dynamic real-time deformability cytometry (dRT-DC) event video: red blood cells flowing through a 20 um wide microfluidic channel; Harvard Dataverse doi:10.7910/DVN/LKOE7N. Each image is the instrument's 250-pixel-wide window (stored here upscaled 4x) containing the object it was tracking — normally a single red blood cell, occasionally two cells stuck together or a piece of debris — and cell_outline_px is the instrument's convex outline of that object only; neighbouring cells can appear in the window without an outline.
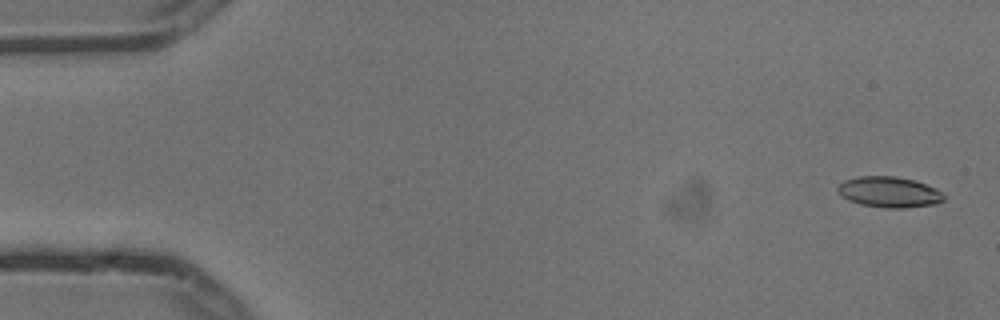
{"species": "common noctule bat (a hibernating species)", "species_latin": "Nyctalus noctula", "temperature_condition": "cold", "stored_images_in_passage": 5, "camera_frame_rate_fps": 3000, "um_per_image_px": 0.085, "animal": {"sex": "male", "body_mass_g": 13.3}, "frame": {"image": 1, "passage_image": 1, "time_ms": 0.0, "image_size_px": [1000, 320], "cell_outline_px": [[944, 200], [936, 204], [904, 208], [884, 208], [860, 204], [848, 200], [836, 188], [844, 180], [860, 176], [896, 176], [912, 180], [936, 188], [944, 192]], "centroid_in_image_um": [75.61, 16.33], "position_along_channel_um": 9.4, "area_um2": 18.96}}
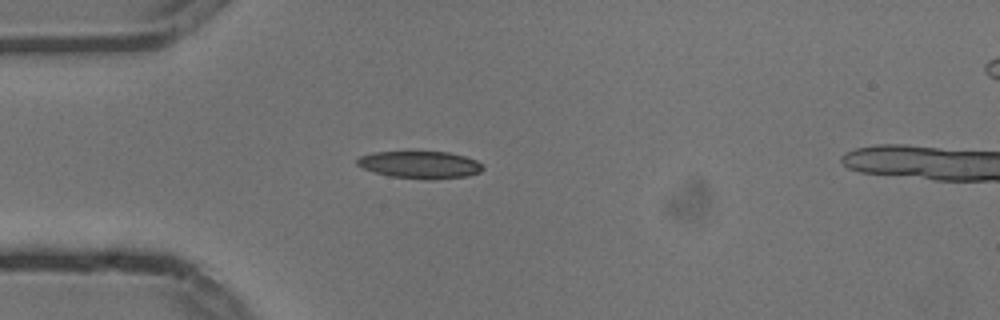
{"frame": {"image": 2, "passage_image": 4, "time_ms": 1.0, "image_size_px": [1000, 320], "cell_outline_px": [[484, 168], [480, 172], [468, 176], [428, 180], [424, 180], [388, 176], [364, 168], [356, 164], [356, 160], [360, 156], [372, 152], [448, 152], [464, 156], [476, 160]], "centroid_in_image_um": [35.7, 14.01], "position_along_channel_um": 49.3, "area_um2": 20.0}}